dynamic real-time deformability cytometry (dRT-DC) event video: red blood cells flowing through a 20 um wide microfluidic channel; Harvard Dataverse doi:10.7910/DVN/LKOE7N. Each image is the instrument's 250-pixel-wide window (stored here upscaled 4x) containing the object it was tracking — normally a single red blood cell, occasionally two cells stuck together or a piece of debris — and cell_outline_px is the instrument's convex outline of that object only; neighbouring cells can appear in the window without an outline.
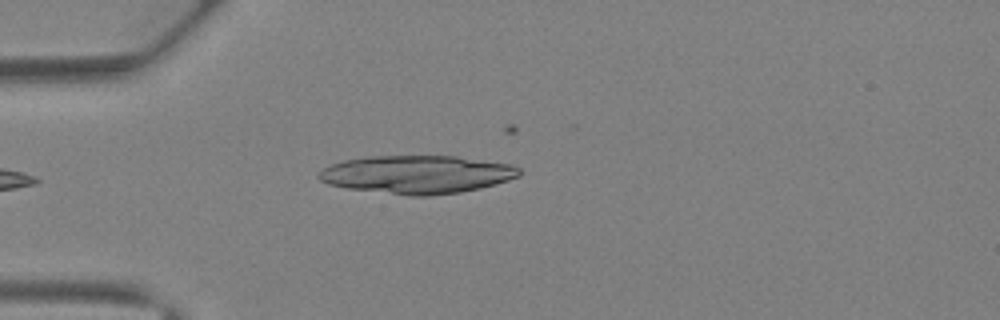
{"species": "Egyptian fruit bat (a non-hibernating species)", "species_latin": "Rousettus aegyptiacus", "temperature_condition": "warm", "stored_images_in_passage": 13, "segment_of_instrument_passage": [1, 2], "camera_frame_rate_fps": 3000, "um_per_image_px": 0.085, "animal": {"sex": "female"}, "frame": {"image": 1, "passage_image": 2, "time_ms": 0.333, "image_size_px": [1000, 320], "cell_outline_px": [[500, 180], [488, 184], [472, 188], [448, 192], [400, 192], [340, 184], [464, 164], [492, 164], [500, 176]], "centroid_in_image_um": [37.02, 15.26], "position_along_channel_um": 48.0, "area_um2": 19.42}}
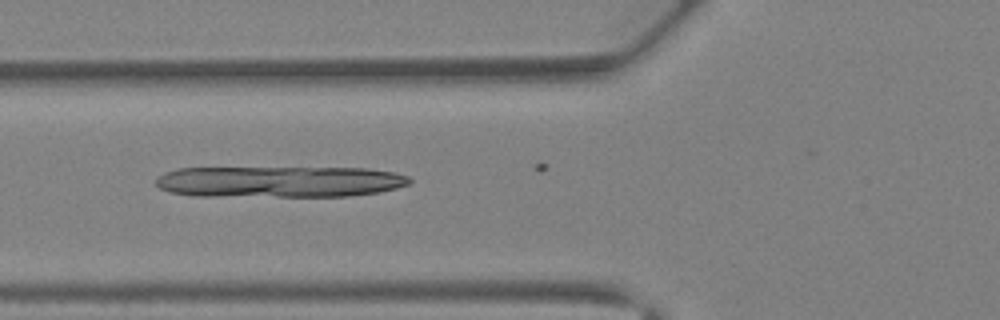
{"frame": {"image": 2, "passage_image": 6, "time_ms": 1.667, "image_size_px": [1000, 320], "cell_outline_px": [[400, 184], [388, 188], [368, 192], [296, 192], [316, 172], [380, 172], [396, 176]], "centroid_in_image_um": [29.65, 15.48], "position_along_channel_um": 96.2, "area_um2": 12.31}}